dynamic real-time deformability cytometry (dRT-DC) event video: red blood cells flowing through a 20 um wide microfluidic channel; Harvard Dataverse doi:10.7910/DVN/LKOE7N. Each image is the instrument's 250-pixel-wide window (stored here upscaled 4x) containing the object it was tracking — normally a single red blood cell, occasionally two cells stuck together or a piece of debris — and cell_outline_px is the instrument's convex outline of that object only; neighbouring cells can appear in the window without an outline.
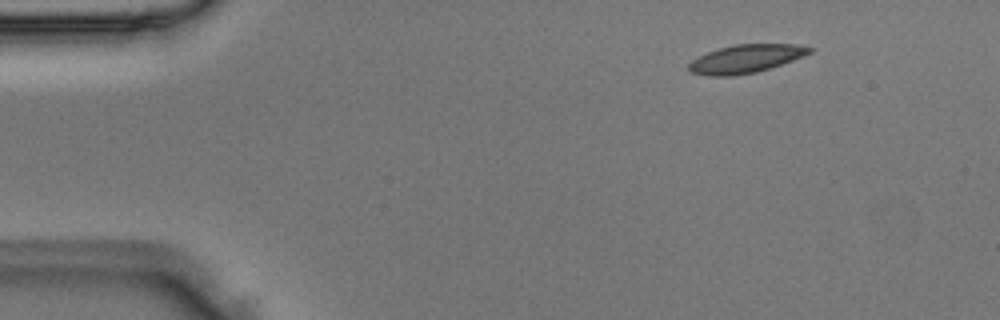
{"species": "Egyptian fruit bat (a non-hibernating species)", "species_latin": "Rousettus aegyptiacus", "temperature_condition": "room temperature", "stored_images_in_passage": 5, "camera_frame_rate_fps": 3000, "um_per_image_px": 0.085, "animal": {"sex": "male"}, "frame": {"image": 1, "passage_image": 1, "time_ms": 0.0, "image_size_px": [1000, 320], "cell_outline_px": [[816, 48], [812, 52], [804, 56], [756, 72], [732, 76], [708, 76], [692, 72], [688, 68], [688, 64], [692, 60], [708, 52], [720, 48], [736, 44], [796, 44]], "centroid_in_image_um": [63.42, 4.99], "position_along_channel_um": 21.6, "area_um2": 19.71}}
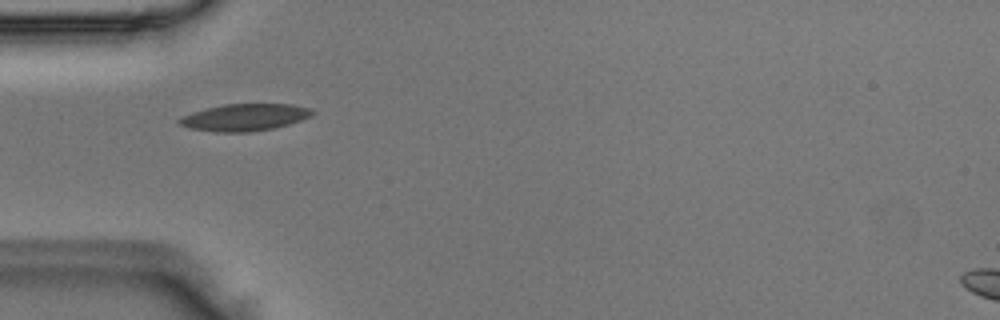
{"frame": {"image": 2, "passage_image": 3, "time_ms": 0.667, "image_size_px": [1000, 320], "cell_outline_px": [[316, 112], [312, 116], [288, 124], [272, 128], [248, 132], [216, 132], [192, 128], [180, 124], [176, 120], [184, 116], [208, 108], [224, 104], [292, 104], [312, 108]], "centroid_in_image_um": [20.87, 9.96], "position_along_channel_um": 64.1, "area_um2": 20.63}}
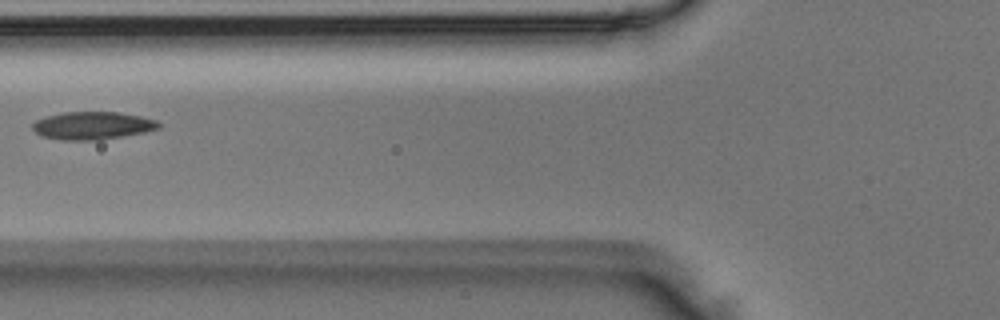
{"frame": {"image": 3, "passage_image": 4, "time_ms": 1.0, "image_size_px": [1000, 320], "cell_outline_px": [[160, 128], [144, 132], [124, 136], [100, 140], [60, 140], [40, 136], [32, 128], [32, 124], [36, 120], [48, 116], [64, 112], [120, 112], [140, 116], [156, 120], [160, 124]], "centroid_in_image_um": [7.86, 10.68], "position_along_channel_um": 117.9, "area_um2": 20.46}}